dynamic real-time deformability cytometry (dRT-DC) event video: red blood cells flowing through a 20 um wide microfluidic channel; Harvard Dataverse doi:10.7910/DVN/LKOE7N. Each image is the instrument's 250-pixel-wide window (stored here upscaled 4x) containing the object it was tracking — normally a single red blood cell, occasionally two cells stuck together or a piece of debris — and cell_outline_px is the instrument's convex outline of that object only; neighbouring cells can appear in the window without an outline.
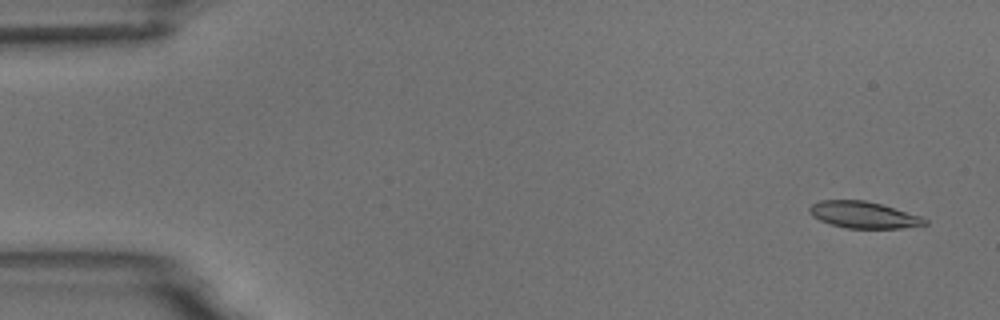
{"species": "common noctule bat (a hibernating species)", "species_latin": "Nyctalus noctula", "temperature_condition": "room temperature", "stored_images_in_passage": 6, "camera_frame_rate_fps": 3000, "um_per_image_px": 0.085, "animal": {"sex": "male", "body_mass_g": 18.8}, "frame": {"image": 1, "passage_image": 1, "time_ms": 0.0, "image_size_px": [1000, 320], "cell_outline_px": [[928, 224], [900, 228], [848, 228], [832, 224], [820, 220], [812, 216], [808, 212], [808, 208], [812, 204], [820, 200], [864, 200], [880, 204], [920, 216], [928, 220]], "centroid_in_image_um": [73.37, 18.26], "position_along_channel_um": 11.6, "area_um2": 17.69}}
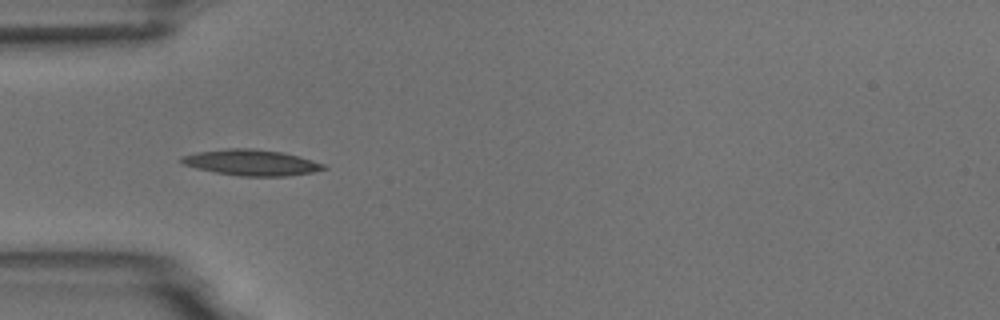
{"frame": {"image": 2, "passage_image": 5, "time_ms": 4.667, "image_size_px": [1000, 320], "cell_outline_px": [[328, 168], [312, 172], [288, 176], [240, 176], [216, 172], [196, 168], [184, 164], [180, 160], [180, 156], [196, 152], [228, 148], [252, 148], [280, 152], [300, 156], [324, 164]], "centroid_in_image_um": [21.36, 13.81], "position_along_channel_um": 63.6, "area_um2": 21.39}}